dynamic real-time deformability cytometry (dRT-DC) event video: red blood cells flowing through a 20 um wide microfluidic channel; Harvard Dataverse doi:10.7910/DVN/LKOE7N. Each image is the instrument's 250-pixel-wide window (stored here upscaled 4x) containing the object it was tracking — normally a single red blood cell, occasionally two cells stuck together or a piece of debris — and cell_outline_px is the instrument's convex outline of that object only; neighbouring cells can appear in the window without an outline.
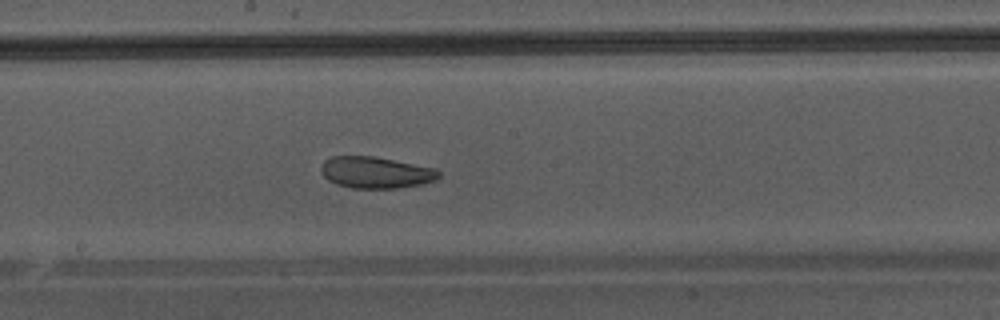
{"species": "Egyptian fruit bat (a non-hibernating species)", "species_latin": "Rousettus aegyptiacus", "temperature_condition": "warm", "stored_images_in_passage": 30, "camera_frame_rate_fps": 3000, "um_per_image_px": 0.085, "animal": {"sex": "male"}, "frame": {"image": 1, "passage_image": 13, "time_ms": 4.0, "image_size_px": [1000, 320], "cell_outline_px": [[440, 176], [436, 180], [420, 184], [396, 188], [352, 188], [336, 184], [328, 180], [320, 172], [320, 168], [324, 160], [332, 156], [376, 156], [436, 168], [440, 172]], "centroid_in_image_um": [31.93, 14.65], "position_along_channel_um": 216.3, "area_um2": 21.79}}